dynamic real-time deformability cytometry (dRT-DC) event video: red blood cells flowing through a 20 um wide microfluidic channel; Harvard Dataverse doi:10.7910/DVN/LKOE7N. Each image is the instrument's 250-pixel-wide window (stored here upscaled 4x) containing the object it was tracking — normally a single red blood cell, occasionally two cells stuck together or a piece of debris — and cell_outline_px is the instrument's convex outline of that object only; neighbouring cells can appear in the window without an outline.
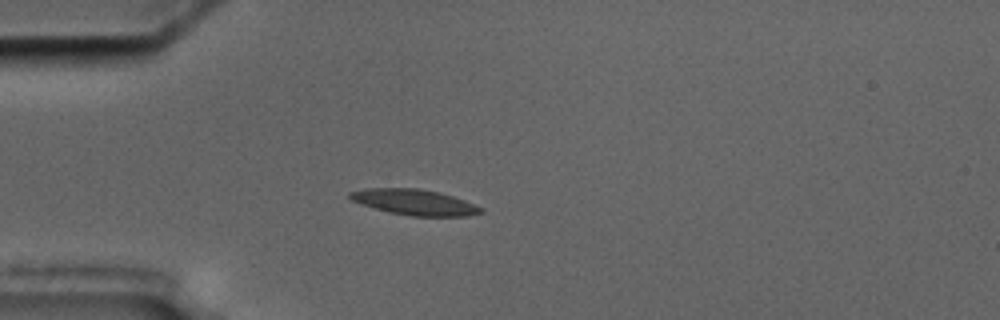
{"species": "common noctule bat (a hibernating species)", "species_latin": "Nyctalus noctula", "temperature_condition": "cold", "stored_images_in_passage": 11, "camera_frame_rate_fps": 3000, "um_per_image_px": 0.085, "animal": {"sex": "male", "body_mass_g": 17.5, "forearm_length_mm": 52.3}, "frame": {"image": 1, "passage_image": 4, "time_ms": 4.333, "image_size_px": [1000, 320], "cell_outline_px": [[484, 212], [468, 216], [412, 216], [388, 212], [352, 200], [348, 196], [348, 192], [364, 188], [416, 188], [436, 192], [452, 196], [464, 200], [484, 208]], "centroid_in_image_um": [35.24, 17.19], "position_along_channel_um": 49.8, "area_um2": 19.42}}
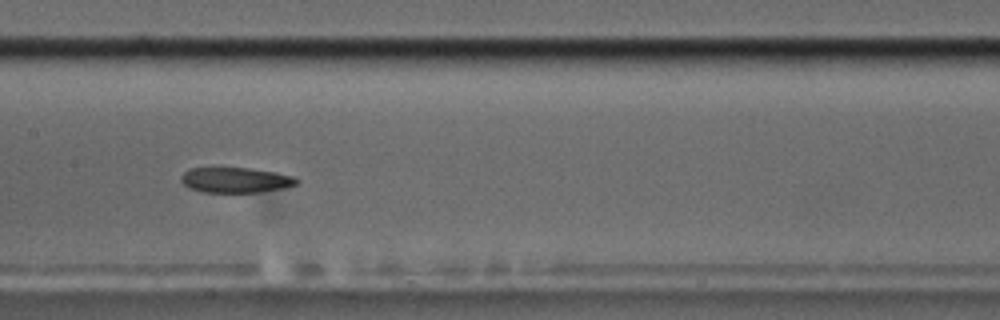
{"frame": {"image": 2, "passage_image": 8, "time_ms": 8.667, "image_size_px": [1000, 320], "cell_outline_px": [[300, 180], [296, 184], [280, 188], [256, 192], [200, 192], [188, 188], [180, 180], [180, 176], [188, 168], [248, 168], [276, 172], [296, 176]], "centroid_in_image_um": [19.99, 15.29], "position_along_channel_um": 187.4, "area_um2": 17.05}}
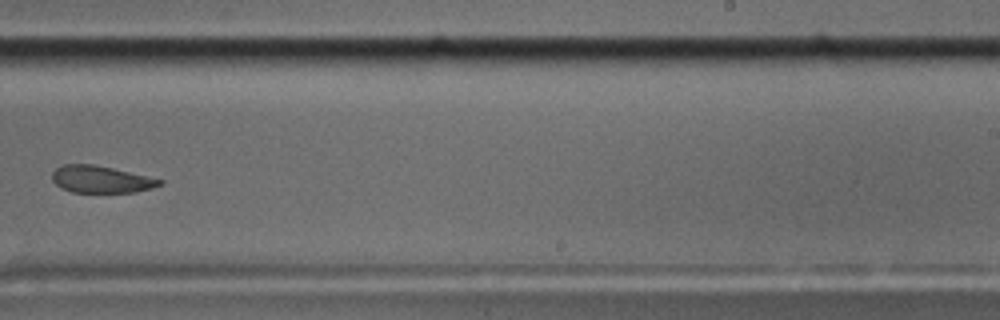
{"frame": {"image": 3, "passage_image": 10, "time_ms": 11.333, "image_size_px": [1000, 320], "cell_outline_px": [[164, 184], [152, 188], [136, 192], [72, 192], [60, 188], [52, 180], [52, 172], [56, 168], [64, 164], [92, 164], [112, 168], [164, 180]], "centroid_in_image_um": [8.58, 15.25], "position_along_channel_um": 280.4, "area_um2": 16.94}}